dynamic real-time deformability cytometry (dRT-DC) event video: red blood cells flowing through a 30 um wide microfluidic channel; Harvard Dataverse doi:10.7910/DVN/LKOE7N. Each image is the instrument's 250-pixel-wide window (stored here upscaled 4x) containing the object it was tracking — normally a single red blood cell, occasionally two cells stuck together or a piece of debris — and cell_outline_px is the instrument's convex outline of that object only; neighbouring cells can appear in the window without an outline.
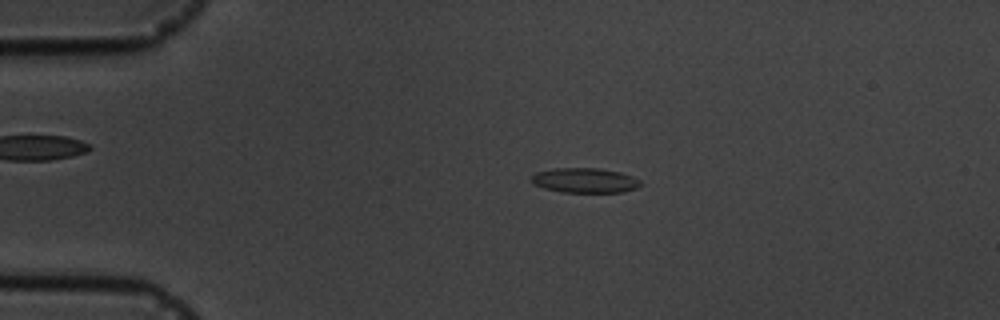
{"species": "common noctule bat (a hibernating species)", "species_latin": "Nyctalus noctula", "temperature_condition": "cold", "stored_images_in_passage": 8, "camera_frame_rate_fps": 3000, "um_per_image_px": 0.085, "animal": {"sex": "male", "body_mass_g": 19.5, "forearm_length_mm": 54.6}, "frame": {"image": 1, "passage_image": 3, "time_ms": 2.333, "image_size_px": [1000, 320], "cell_outline_px": [[644, 184], [636, 188], [620, 192], [564, 192], [544, 188], [532, 184], [532, 176], [536, 172], [556, 168], [600, 168], [620, 172], [632, 176], [640, 180]], "centroid_in_image_um": [49.73, 15.33], "position_along_channel_um": 35.3, "area_um2": 15.78}}
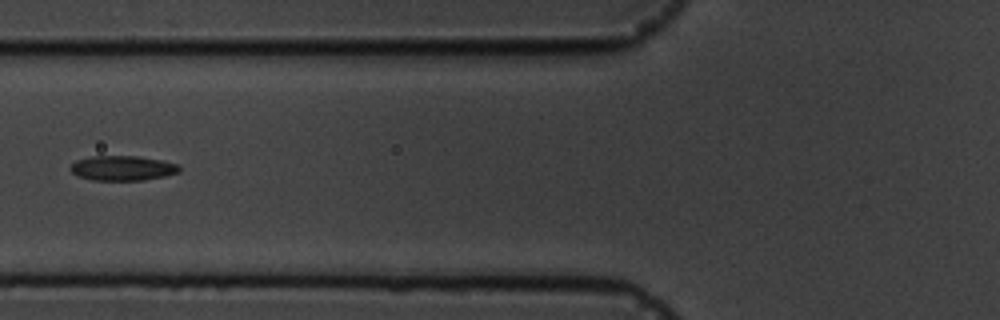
{"frame": {"image": 2, "passage_image": 6, "time_ms": 5.667, "image_size_px": [1000, 320], "cell_outline_px": [[180, 172], [164, 176], [144, 180], [92, 180], [80, 176], [72, 172], [68, 168], [76, 160], [88, 156], [136, 156], [164, 160], [180, 164]], "centroid_in_image_um": [10.44, 14.28], "position_along_channel_um": 115.4, "area_um2": 15.9}}
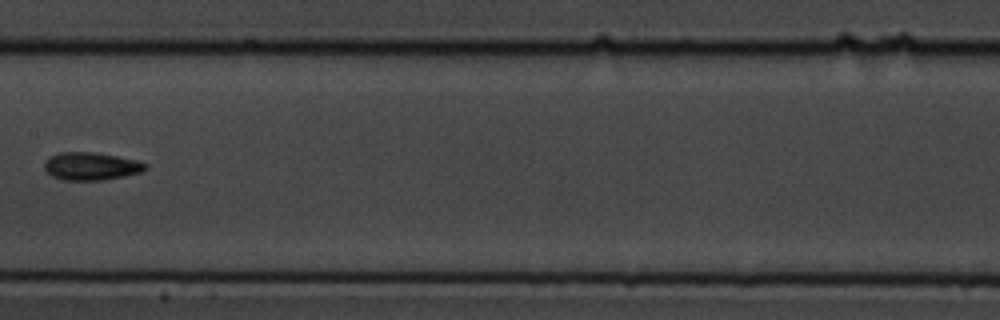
{"frame": {"image": 3, "passage_image": 8, "time_ms": 8.0, "image_size_px": [1000, 320], "cell_outline_px": [[148, 168], [140, 172], [124, 176], [104, 180], [60, 180], [52, 176], [44, 168], [44, 164], [48, 156], [60, 152], [96, 152], [116, 156], [148, 164]], "centroid_in_image_um": [7.7, 14.13], "position_along_channel_um": 199.7, "area_um2": 16.36}}